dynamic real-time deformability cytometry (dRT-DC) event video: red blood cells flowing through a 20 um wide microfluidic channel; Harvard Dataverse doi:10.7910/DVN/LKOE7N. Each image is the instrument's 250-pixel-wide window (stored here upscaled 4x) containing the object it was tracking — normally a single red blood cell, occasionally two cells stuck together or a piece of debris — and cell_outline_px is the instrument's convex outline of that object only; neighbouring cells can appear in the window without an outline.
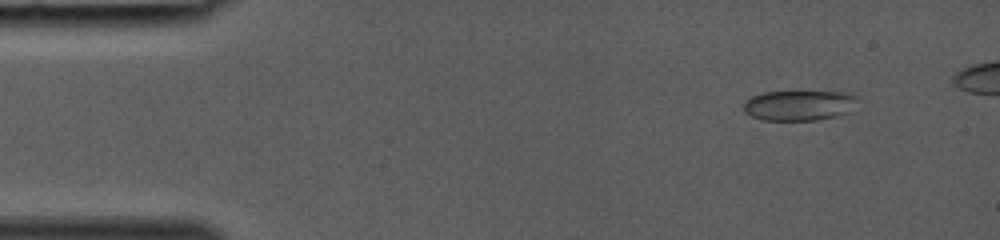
{"species": "common noctule bat (a hibernating species)", "species_latin": "Nyctalus noctula", "temperature_condition": "room temperature", "stored_images_in_passage": 36, "camera_frame_rate_fps": 3000, "um_per_image_px": 0.085, "animal": {"sex": "female", "body_mass_g": 19.0, "forearm_length_mm": 53.3}, "frame": {"image": 1, "passage_image": 4, "time_ms": 1.0, "image_size_px": [1000, 240], "cell_outline_px": [[860, 96], [848, 112], [836, 116], [816, 120], [760, 120], [744, 112], [744, 100], [752, 96], [764, 92], [796, 88], [852, 92]], "centroid_in_image_um": [67.95, 8.88], "position_along_channel_um": 17.0, "area_um2": 21.44}}
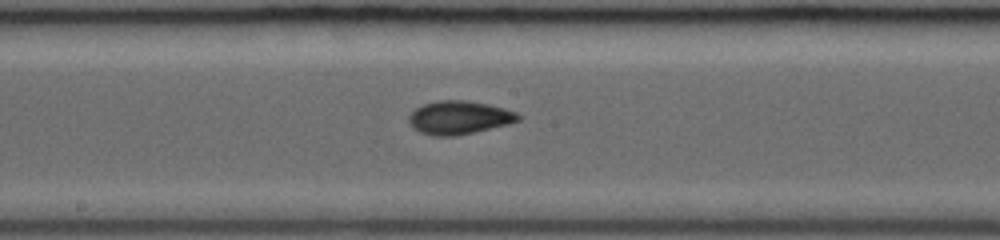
{"frame": {"image": 2, "passage_image": 21, "time_ms": 6.667, "image_size_px": [1000, 240], "cell_outline_px": [[520, 120], [508, 124], [456, 136], [432, 136], [420, 132], [412, 128], [408, 124], [408, 116], [416, 108], [424, 104], [440, 100], [464, 100], [488, 104], [504, 108], [516, 112], [520, 116]], "centroid_in_image_um": [38.99, 10.0], "position_along_channel_um": 209.2, "area_um2": 21.27}}
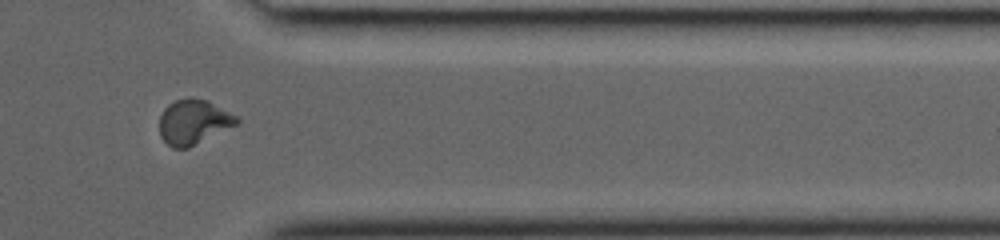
{"frame": {"image": 3, "passage_image": 32, "time_ms": 10.333, "image_size_px": [1000, 240], "cell_outline_px": [[240, 120], [236, 124], [188, 148], [172, 148], [160, 136], [160, 116], [164, 108], [168, 104], [176, 100], [192, 96], [208, 100], [236, 116]], "centroid_in_image_um": [16.42, 10.34], "position_along_channel_um": 395.0, "area_um2": 20.0}}